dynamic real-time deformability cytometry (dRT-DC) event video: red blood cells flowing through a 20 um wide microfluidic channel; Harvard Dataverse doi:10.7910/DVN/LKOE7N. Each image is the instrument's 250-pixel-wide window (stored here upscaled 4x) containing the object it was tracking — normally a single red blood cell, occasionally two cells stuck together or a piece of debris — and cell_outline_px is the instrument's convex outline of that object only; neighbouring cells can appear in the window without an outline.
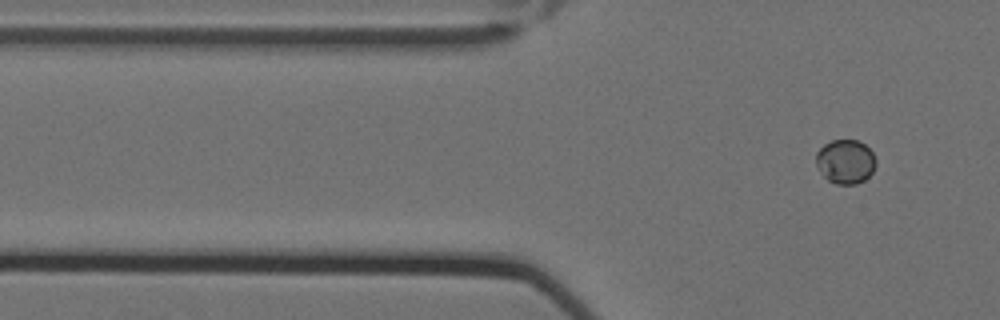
{"species": "Egyptian fruit bat (a non-hibernating species)", "species_latin": "Rousettus aegyptiacus", "temperature_condition": "cold", "stored_images_in_passage": 2, "camera_frame_rate_fps": 3000, "um_per_image_px": 0.085, "animal": {"sex": "female"}, "frame": {"image": 1, "passage_image": 2, "time_ms": 0.333, "image_size_px": [1000, 320], "cell_outline_px": [[876, 164], [872, 172], [864, 180], [856, 184], [836, 184], [828, 180], [820, 172], [816, 164], [816, 152], [824, 144], [832, 140], [860, 140], [872, 152], [876, 160]], "centroid_in_image_um": [71.86, 13.73], "position_along_channel_um": 53.9, "area_um2": 15.43}}